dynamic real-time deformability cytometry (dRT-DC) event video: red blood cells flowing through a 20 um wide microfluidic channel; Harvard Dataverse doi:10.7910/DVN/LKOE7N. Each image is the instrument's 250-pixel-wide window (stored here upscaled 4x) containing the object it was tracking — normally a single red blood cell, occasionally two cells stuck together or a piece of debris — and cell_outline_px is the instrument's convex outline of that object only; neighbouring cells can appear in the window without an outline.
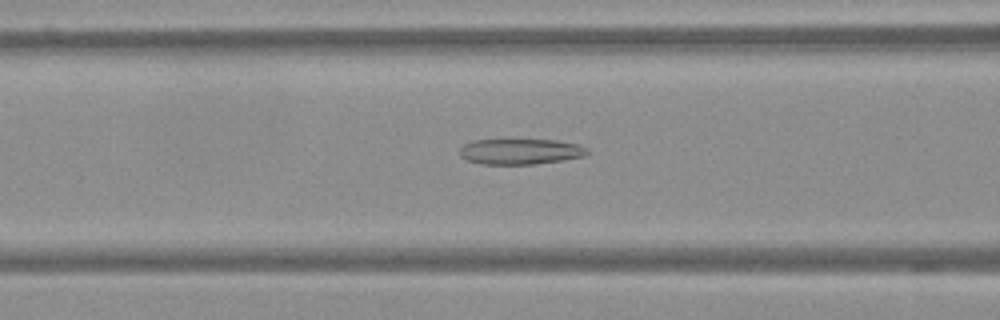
{"species": "Egyptian fruit bat (a non-hibernating species)", "species_latin": "Rousettus aegyptiacus", "temperature_condition": "warm", "stored_images_in_passage": 60, "camera_frame_rate_fps": 3000, "um_per_image_px": 0.085, "frame": {"image": 1, "passage_image": 25, "time_ms": 8.0, "image_size_px": [1000, 320], "cell_outline_px": [[588, 152], [584, 156], [564, 160], [532, 164], [484, 164], [468, 160], [460, 156], [460, 148], [464, 144], [472, 140], [556, 140], [576, 144], [588, 148]], "centroid_in_image_um": [44.23, 12.88], "position_along_channel_um": 122.4, "area_um2": 18.9}}
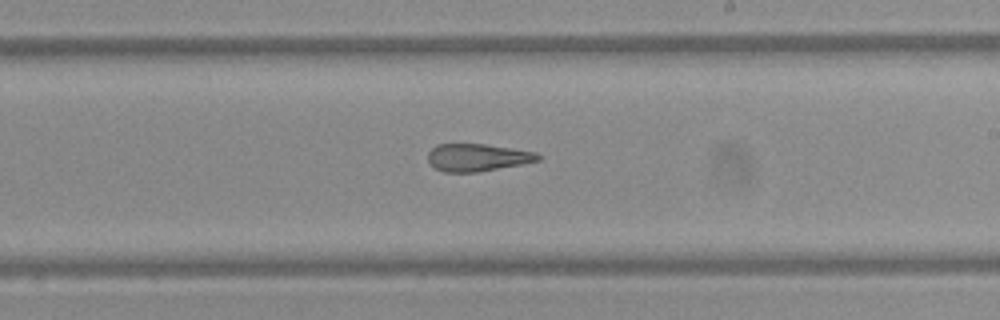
{"frame": {"image": 2, "passage_image": 36, "time_ms": 11.667, "image_size_px": [1000, 320], "cell_outline_px": [[540, 160], [480, 172], [444, 172], [436, 168], [428, 160], [428, 152], [436, 144], [484, 144], [536, 152], [540, 156]], "centroid_in_image_um": [40.56, 13.38], "position_along_channel_um": 248.4, "area_um2": 17.46}}
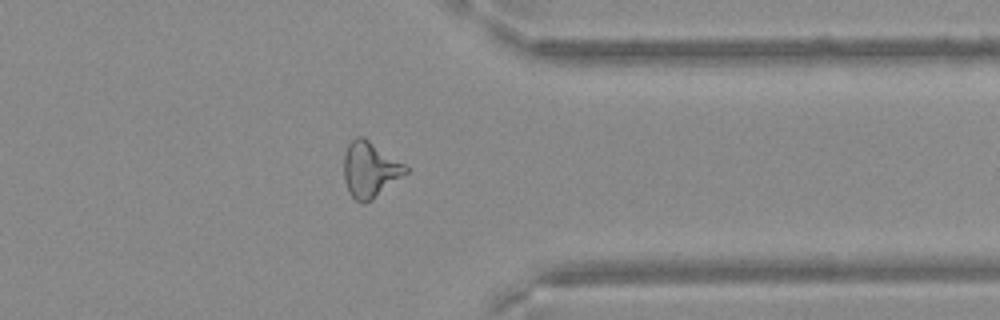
{"frame": {"image": 3, "passage_image": 48, "time_ms": 15.667, "image_size_px": [1000, 320], "cell_outline_px": [[408, 172], [372, 200], [364, 204], [360, 204], [348, 192], [344, 180], [344, 156], [348, 144], [356, 136], [364, 136], [404, 164], [408, 168]], "centroid_in_image_um": [31.43, 14.42], "position_along_channel_um": 380.0, "area_um2": 20.06}}